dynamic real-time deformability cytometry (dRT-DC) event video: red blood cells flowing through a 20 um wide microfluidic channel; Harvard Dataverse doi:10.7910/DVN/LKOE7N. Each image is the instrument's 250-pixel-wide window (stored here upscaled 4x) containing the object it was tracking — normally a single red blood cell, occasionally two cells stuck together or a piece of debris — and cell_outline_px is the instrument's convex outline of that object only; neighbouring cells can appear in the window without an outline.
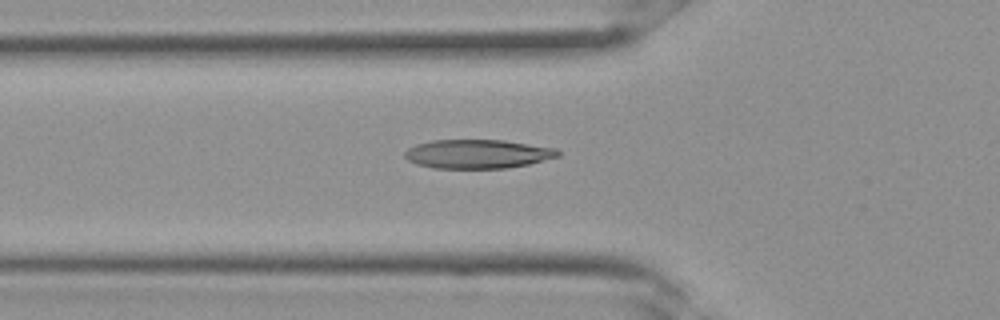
{"species": "Egyptian fruit bat (a non-hibernating species)", "species_latin": "Rousettus aegyptiacus", "temperature_condition": "room temperature", "stored_images_in_passage": 22, "camera_frame_rate_fps": 3000, "um_per_image_px": 0.085, "frame": {"image": 1, "passage_image": 8, "time_ms": 2.333, "image_size_px": [1000, 320], "cell_outline_px": [[536, 160], [520, 164], [488, 168], [456, 168], [460, 140], [484, 140], [516, 144], [536, 148]], "centroid_in_image_um": [41.87, 13.11], "position_along_channel_um": 83.9, "area_um2": 13.29}}
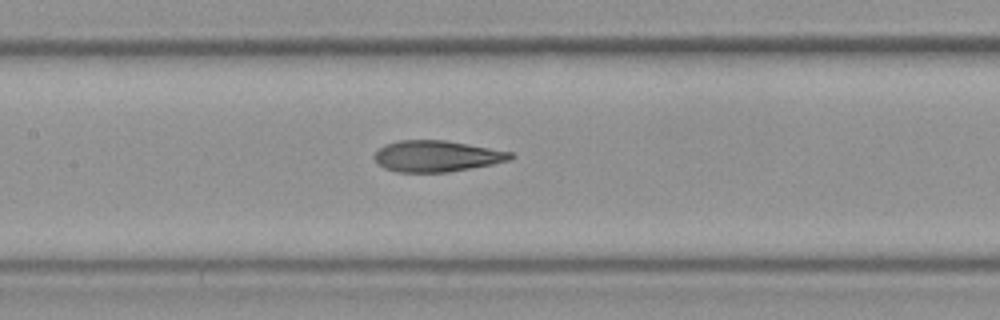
{"frame": {"image": 2, "passage_image": 12, "time_ms": 3.667, "image_size_px": [1000, 320], "cell_outline_px": [[508, 156], [496, 160], [480, 164], [456, 168], [404, 168], [400, 144], [456, 144], [476, 148]], "centroid_in_image_um": [37.8, 13.26], "position_along_channel_um": 169.6, "area_um2": 14.33}}
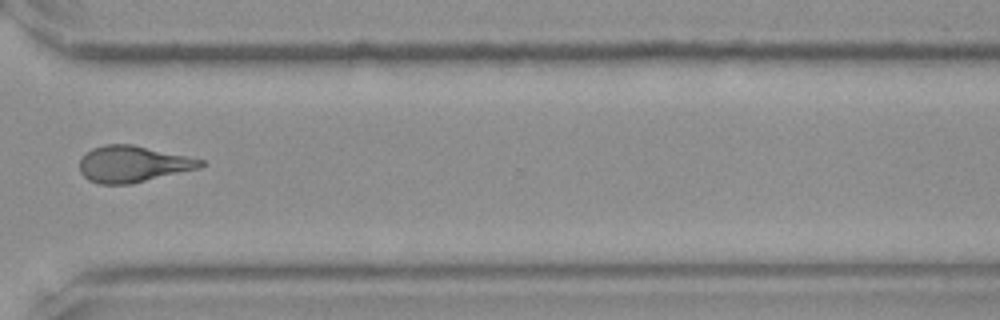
{"frame": {"image": 3, "passage_image": 21, "time_ms": 6.667, "image_size_px": [1000, 320], "cell_outline_px": [[184, 168], [136, 180], [96, 180], [124, 148], [140, 148], [164, 156]], "centroid_in_image_um": [11.7, 14.07], "position_along_channel_um": 358.9, "area_um2": 12.31}}